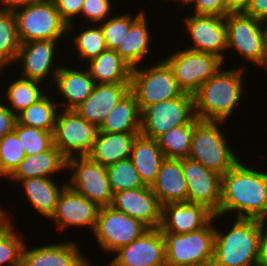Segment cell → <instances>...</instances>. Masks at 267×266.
Listing matches in <instances>:
<instances>
[{
  "label": "cell",
  "mask_w": 267,
  "mask_h": 266,
  "mask_svg": "<svg viewBox=\"0 0 267 266\" xmlns=\"http://www.w3.org/2000/svg\"><path fill=\"white\" fill-rule=\"evenodd\" d=\"M227 49L236 50L242 59L263 68V34L261 21L244 12L225 16Z\"/></svg>",
  "instance_id": "13"
},
{
  "label": "cell",
  "mask_w": 267,
  "mask_h": 266,
  "mask_svg": "<svg viewBox=\"0 0 267 266\" xmlns=\"http://www.w3.org/2000/svg\"><path fill=\"white\" fill-rule=\"evenodd\" d=\"M59 41L52 40H33L24 44H21L16 61L19 65L22 62L21 77L37 80L43 82L48 76L52 77L47 85H51V82L55 80V76L59 71L60 66L55 65V49ZM19 62V63H18ZM51 70V71H50ZM51 72V73H50ZM51 74V75H50Z\"/></svg>",
  "instance_id": "18"
},
{
  "label": "cell",
  "mask_w": 267,
  "mask_h": 266,
  "mask_svg": "<svg viewBox=\"0 0 267 266\" xmlns=\"http://www.w3.org/2000/svg\"><path fill=\"white\" fill-rule=\"evenodd\" d=\"M132 68L130 91L142 112L147 106L180 97L184 92L169 64L163 59L154 66Z\"/></svg>",
  "instance_id": "6"
},
{
  "label": "cell",
  "mask_w": 267,
  "mask_h": 266,
  "mask_svg": "<svg viewBox=\"0 0 267 266\" xmlns=\"http://www.w3.org/2000/svg\"><path fill=\"white\" fill-rule=\"evenodd\" d=\"M182 168L188 187L187 202L205 205L217 214L221 201V175L189 157L182 158Z\"/></svg>",
  "instance_id": "14"
},
{
  "label": "cell",
  "mask_w": 267,
  "mask_h": 266,
  "mask_svg": "<svg viewBox=\"0 0 267 266\" xmlns=\"http://www.w3.org/2000/svg\"><path fill=\"white\" fill-rule=\"evenodd\" d=\"M130 159L137 169L142 182L151 186L165 159L157 140L138 134L133 141Z\"/></svg>",
  "instance_id": "28"
},
{
  "label": "cell",
  "mask_w": 267,
  "mask_h": 266,
  "mask_svg": "<svg viewBox=\"0 0 267 266\" xmlns=\"http://www.w3.org/2000/svg\"><path fill=\"white\" fill-rule=\"evenodd\" d=\"M80 31L74 38L73 45L76 47L77 55H79L81 61L87 60L86 62H88L107 49L100 24L96 27L93 25L89 28L86 27L84 30L82 28Z\"/></svg>",
  "instance_id": "38"
},
{
  "label": "cell",
  "mask_w": 267,
  "mask_h": 266,
  "mask_svg": "<svg viewBox=\"0 0 267 266\" xmlns=\"http://www.w3.org/2000/svg\"><path fill=\"white\" fill-rule=\"evenodd\" d=\"M150 187L162 206L187 202L188 187L183 174L182 159L165 158Z\"/></svg>",
  "instance_id": "23"
},
{
  "label": "cell",
  "mask_w": 267,
  "mask_h": 266,
  "mask_svg": "<svg viewBox=\"0 0 267 266\" xmlns=\"http://www.w3.org/2000/svg\"><path fill=\"white\" fill-rule=\"evenodd\" d=\"M112 5L111 0H84L81 8L80 17L85 16L86 22L101 23L107 20L110 16Z\"/></svg>",
  "instance_id": "42"
},
{
  "label": "cell",
  "mask_w": 267,
  "mask_h": 266,
  "mask_svg": "<svg viewBox=\"0 0 267 266\" xmlns=\"http://www.w3.org/2000/svg\"><path fill=\"white\" fill-rule=\"evenodd\" d=\"M164 60L171 67L178 86L192 95L225 64L217 55L186 48L176 50Z\"/></svg>",
  "instance_id": "8"
},
{
  "label": "cell",
  "mask_w": 267,
  "mask_h": 266,
  "mask_svg": "<svg viewBox=\"0 0 267 266\" xmlns=\"http://www.w3.org/2000/svg\"><path fill=\"white\" fill-rule=\"evenodd\" d=\"M221 123L224 124L221 121H204L194 118V132L188 157L223 175L239 159L226 142L227 138L220 130Z\"/></svg>",
  "instance_id": "4"
},
{
  "label": "cell",
  "mask_w": 267,
  "mask_h": 266,
  "mask_svg": "<svg viewBox=\"0 0 267 266\" xmlns=\"http://www.w3.org/2000/svg\"><path fill=\"white\" fill-rule=\"evenodd\" d=\"M80 251L79 245L71 240L30 250L25 243L20 266H91L89 258Z\"/></svg>",
  "instance_id": "21"
},
{
  "label": "cell",
  "mask_w": 267,
  "mask_h": 266,
  "mask_svg": "<svg viewBox=\"0 0 267 266\" xmlns=\"http://www.w3.org/2000/svg\"><path fill=\"white\" fill-rule=\"evenodd\" d=\"M45 93L40 100L17 115L18 123L41 130L54 131L59 106L47 92Z\"/></svg>",
  "instance_id": "33"
},
{
  "label": "cell",
  "mask_w": 267,
  "mask_h": 266,
  "mask_svg": "<svg viewBox=\"0 0 267 266\" xmlns=\"http://www.w3.org/2000/svg\"><path fill=\"white\" fill-rule=\"evenodd\" d=\"M29 204L47 220L54 214L58 197L68 182L58 186L51 178L35 177L19 180Z\"/></svg>",
  "instance_id": "29"
},
{
  "label": "cell",
  "mask_w": 267,
  "mask_h": 266,
  "mask_svg": "<svg viewBox=\"0 0 267 266\" xmlns=\"http://www.w3.org/2000/svg\"><path fill=\"white\" fill-rule=\"evenodd\" d=\"M243 12L247 15L253 16L256 20H266L267 0H250L247 8Z\"/></svg>",
  "instance_id": "46"
},
{
  "label": "cell",
  "mask_w": 267,
  "mask_h": 266,
  "mask_svg": "<svg viewBox=\"0 0 267 266\" xmlns=\"http://www.w3.org/2000/svg\"><path fill=\"white\" fill-rule=\"evenodd\" d=\"M72 170L70 183L73 190L82 194L99 207L110 206L113 192L105 166L88 156H75L67 159V169Z\"/></svg>",
  "instance_id": "12"
},
{
  "label": "cell",
  "mask_w": 267,
  "mask_h": 266,
  "mask_svg": "<svg viewBox=\"0 0 267 266\" xmlns=\"http://www.w3.org/2000/svg\"><path fill=\"white\" fill-rule=\"evenodd\" d=\"M202 229L183 234L162 232L165 240L166 265H211L213 261L215 220Z\"/></svg>",
  "instance_id": "5"
},
{
  "label": "cell",
  "mask_w": 267,
  "mask_h": 266,
  "mask_svg": "<svg viewBox=\"0 0 267 266\" xmlns=\"http://www.w3.org/2000/svg\"><path fill=\"white\" fill-rule=\"evenodd\" d=\"M111 206L141 220L149 228L160 227L162 205L150 186L114 193Z\"/></svg>",
  "instance_id": "19"
},
{
  "label": "cell",
  "mask_w": 267,
  "mask_h": 266,
  "mask_svg": "<svg viewBox=\"0 0 267 266\" xmlns=\"http://www.w3.org/2000/svg\"><path fill=\"white\" fill-rule=\"evenodd\" d=\"M250 0H225L226 15L230 12H243Z\"/></svg>",
  "instance_id": "49"
},
{
  "label": "cell",
  "mask_w": 267,
  "mask_h": 266,
  "mask_svg": "<svg viewBox=\"0 0 267 266\" xmlns=\"http://www.w3.org/2000/svg\"><path fill=\"white\" fill-rule=\"evenodd\" d=\"M140 132L106 133L98 131L90 153L87 155L102 166H110L130 158L134 139Z\"/></svg>",
  "instance_id": "25"
},
{
  "label": "cell",
  "mask_w": 267,
  "mask_h": 266,
  "mask_svg": "<svg viewBox=\"0 0 267 266\" xmlns=\"http://www.w3.org/2000/svg\"><path fill=\"white\" fill-rule=\"evenodd\" d=\"M148 229L141 220L110 205L100 207L93 234L101 251L113 254L118 248L138 239Z\"/></svg>",
  "instance_id": "9"
},
{
  "label": "cell",
  "mask_w": 267,
  "mask_h": 266,
  "mask_svg": "<svg viewBox=\"0 0 267 266\" xmlns=\"http://www.w3.org/2000/svg\"><path fill=\"white\" fill-rule=\"evenodd\" d=\"M10 223L0 232V266H20L24 241Z\"/></svg>",
  "instance_id": "41"
},
{
  "label": "cell",
  "mask_w": 267,
  "mask_h": 266,
  "mask_svg": "<svg viewBox=\"0 0 267 266\" xmlns=\"http://www.w3.org/2000/svg\"><path fill=\"white\" fill-rule=\"evenodd\" d=\"M21 43L14 11L0 10V67L15 64Z\"/></svg>",
  "instance_id": "34"
},
{
  "label": "cell",
  "mask_w": 267,
  "mask_h": 266,
  "mask_svg": "<svg viewBox=\"0 0 267 266\" xmlns=\"http://www.w3.org/2000/svg\"><path fill=\"white\" fill-rule=\"evenodd\" d=\"M67 169V159L54 145L47 151L25 155L15 171L8 177L14 183L19 180L43 177L51 178L56 172Z\"/></svg>",
  "instance_id": "26"
},
{
  "label": "cell",
  "mask_w": 267,
  "mask_h": 266,
  "mask_svg": "<svg viewBox=\"0 0 267 266\" xmlns=\"http://www.w3.org/2000/svg\"><path fill=\"white\" fill-rule=\"evenodd\" d=\"M106 169L113 194L146 186L130 158L107 166Z\"/></svg>",
  "instance_id": "36"
},
{
  "label": "cell",
  "mask_w": 267,
  "mask_h": 266,
  "mask_svg": "<svg viewBox=\"0 0 267 266\" xmlns=\"http://www.w3.org/2000/svg\"><path fill=\"white\" fill-rule=\"evenodd\" d=\"M16 122H17V116L1 101L0 102V140L6 134L14 131Z\"/></svg>",
  "instance_id": "45"
},
{
  "label": "cell",
  "mask_w": 267,
  "mask_h": 266,
  "mask_svg": "<svg viewBox=\"0 0 267 266\" xmlns=\"http://www.w3.org/2000/svg\"><path fill=\"white\" fill-rule=\"evenodd\" d=\"M243 67L219 70L193 94L195 116L204 121L225 122L243 94Z\"/></svg>",
  "instance_id": "2"
},
{
  "label": "cell",
  "mask_w": 267,
  "mask_h": 266,
  "mask_svg": "<svg viewBox=\"0 0 267 266\" xmlns=\"http://www.w3.org/2000/svg\"><path fill=\"white\" fill-rule=\"evenodd\" d=\"M53 2L61 19L67 24V34L74 33L76 26L73 18H79L84 0H53Z\"/></svg>",
  "instance_id": "43"
},
{
  "label": "cell",
  "mask_w": 267,
  "mask_h": 266,
  "mask_svg": "<svg viewBox=\"0 0 267 266\" xmlns=\"http://www.w3.org/2000/svg\"><path fill=\"white\" fill-rule=\"evenodd\" d=\"M42 82L19 76L17 80L9 83L5 99L6 106L17 116L30 105L40 100L44 91L40 88ZM40 84V85H39Z\"/></svg>",
  "instance_id": "32"
},
{
  "label": "cell",
  "mask_w": 267,
  "mask_h": 266,
  "mask_svg": "<svg viewBox=\"0 0 267 266\" xmlns=\"http://www.w3.org/2000/svg\"><path fill=\"white\" fill-rule=\"evenodd\" d=\"M141 111L129 90L106 116L98 131L106 133L140 132Z\"/></svg>",
  "instance_id": "30"
},
{
  "label": "cell",
  "mask_w": 267,
  "mask_h": 266,
  "mask_svg": "<svg viewBox=\"0 0 267 266\" xmlns=\"http://www.w3.org/2000/svg\"><path fill=\"white\" fill-rule=\"evenodd\" d=\"M113 253L116 257L110 266H166L165 240L160 228H149Z\"/></svg>",
  "instance_id": "16"
},
{
  "label": "cell",
  "mask_w": 267,
  "mask_h": 266,
  "mask_svg": "<svg viewBox=\"0 0 267 266\" xmlns=\"http://www.w3.org/2000/svg\"><path fill=\"white\" fill-rule=\"evenodd\" d=\"M74 68L61 66L54 80L58 92L67 101L58 102V105L66 107L67 110H74L85 101L96 84L87 69L81 71Z\"/></svg>",
  "instance_id": "24"
},
{
  "label": "cell",
  "mask_w": 267,
  "mask_h": 266,
  "mask_svg": "<svg viewBox=\"0 0 267 266\" xmlns=\"http://www.w3.org/2000/svg\"><path fill=\"white\" fill-rule=\"evenodd\" d=\"M140 11L136 16L133 17L130 14H120L114 17H109L104 22H101V28L104 34L107 49L117 50L122 40L128 33L131 24L143 13Z\"/></svg>",
  "instance_id": "40"
},
{
  "label": "cell",
  "mask_w": 267,
  "mask_h": 266,
  "mask_svg": "<svg viewBox=\"0 0 267 266\" xmlns=\"http://www.w3.org/2000/svg\"><path fill=\"white\" fill-rule=\"evenodd\" d=\"M39 1L41 0H0V10L15 11Z\"/></svg>",
  "instance_id": "48"
},
{
  "label": "cell",
  "mask_w": 267,
  "mask_h": 266,
  "mask_svg": "<svg viewBox=\"0 0 267 266\" xmlns=\"http://www.w3.org/2000/svg\"><path fill=\"white\" fill-rule=\"evenodd\" d=\"M264 222L236 218L228 232L215 227L211 266H257L258 241Z\"/></svg>",
  "instance_id": "3"
},
{
  "label": "cell",
  "mask_w": 267,
  "mask_h": 266,
  "mask_svg": "<svg viewBox=\"0 0 267 266\" xmlns=\"http://www.w3.org/2000/svg\"><path fill=\"white\" fill-rule=\"evenodd\" d=\"M130 90V84H95L90 96L74 110L99 127L115 105Z\"/></svg>",
  "instance_id": "22"
},
{
  "label": "cell",
  "mask_w": 267,
  "mask_h": 266,
  "mask_svg": "<svg viewBox=\"0 0 267 266\" xmlns=\"http://www.w3.org/2000/svg\"><path fill=\"white\" fill-rule=\"evenodd\" d=\"M195 117L194 97L184 92L180 97L147 106L141 112L140 134L156 140L172 127L189 124Z\"/></svg>",
  "instance_id": "10"
},
{
  "label": "cell",
  "mask_w": 267,
  "mask_h": 266,
  "mask_svg": "<svg viewBox=\"0 0 267 266\" xmlns=\"http://www.w3.org/2000/svg\"><path fill=\"white\" fill-rule=\"evenodd\" d=\"M145 11L131 24L116 52L132 67H137L149 54L151 41Z\"/></svg>",
  "instance_id": "31"
},
{
  "label": "cell",
  "mask_w": 267,
  "mask_h": 266,
  "mask_svg": "<svg viewBox=\"0 0 267 266\" xmlns=\"http://www.w3.org/2000/svg\"><path fill=\"white\" fill-rule=\"evenodd\" d=\"M97 133V126L87 122L75 110L64 109L57 113L53 143L66 159L87 156Z\"/></svg>",
  "instance_id": "11"
},
{
  "label": "cell",
  "mask_w": 267,
  "mask_h": 266,
  "mask_svg": "<svg viewBox=\"0 0 267 266\" xmlns=\"http://www.w3.org/2000/svg\"><path fill=\"white\" fill-rule=\"evenodd\" d=\"M194 132V119L189 124L172 127L156 140L165 158H187Z\"/></svg>",
  "instance_id": "35"
},
{
  "label": "cell",
  "mask_w": 267,
  "mask_h": 266,
  "mask_svg": "<svg viewBox=\"0 0 267 266\" xmlns=\"http://www.w3.org/2000/svg\"><path fill=\"white\" fill-rule=\"evenodd\" d=\"M100 207L82 194L73 190L68 184L61 191L57 207L49 220L59 230L68 227H89L93 232Z\"/></svg>",
  "instance_id": "17"
},
{
  "label": "cell",
  "mask_w": 267,
  "mask_h": 266,
  "mask_svg": "<svg viewBox=\"0 0 267 266\" xmlns=\"http://www.w3.org/2000/svg\"><path fill=\"white\" fill-rule=\"evenodd\" d=\"M9 213H5V211H3L1 208H0V232L3 231L10 223H11V219L9 218L10 216L6 215Z\"/></svg>",
  "instance_id": "51"
},
{
  "label": "cell",
  "mask_w": 267,
  "mask_h": 266,
  "mask_svg": "<svg viewBox=\"0 0 267 266\" xmlns=\"http://www.w3.org/2000/svg\"><path fill=\"white\" fill-rule=\"evenodd\" d=\"M25 153L17 134L12 131L0 140V178L9 177L20 162L24 159Z\"/></svg>",
  "instance_id": "39"
},
{
  "label": "cell",
  "mask_w": 267,
  "mask_h": 266,
  "mask_svg": "<svg viewBox=\"0 0 267 266\" xmlns=\"http://www.w3.org/2000/svg\"><path fill=\"white\" fill-rule=\"evenodd\" d=\"M183 19L191 38L190 41H193L191 46H187L186 49L214 54L225 62L224 50H227L225 17L194 14Z\"/></svg>",
  "instance_id": "15"
},
{
  "label": "cell",
  "mask_w": 267,
  "mask_h": 266,
  "mask_svg": "<svg viewBox=\"0 0 267 266\" xmlns=\"http://www.w3.org/2000/svg\"><path fill=\"white\" fill-rule=\"evenodd\" d=\"M86 67L96 84H130L132 67L116 52L106 49Z\"/></svg>",
  "instance_id": "27"
},
{
  "label": "cell",
  "mask_w": 267,
  "mask_h": 266,
  "mask_svg": "<svg viewBox=\"0 0 267 266\" xmlns=\"http://www.w3.org/2000/svg\"><path fill=\"white\" fill-rule=\"evenodd\" d=\"M166 266H211V265L184 264V265H166Z\"/></svg>",
  "instance_id": "52"
},
{
  "label": "cell",
  "mask_w": 267,
  "mask_h": 266,
  "mask_svg": "<svg viewBox=\"0 0 267 266\" xmlns=\"http://www.w3.org/2000/svg\"><path fill=\"white\" fill-rule=\"evenodd\" d=\"M14 132L24 149L25 155H34L49 150L53 145V132L16 122Z\"/></svg>",
  "instance_id": "37"
},
{
  "label": "cell",
  "mask_w": 267,
  "mask_h": 266,
  "mask_svg": "<svg viewBox=\"0 0 267 266\" xmlns=\"http://www.w3.org/2000/svg\"><path fill=\"white\" fill-rule=\"evenodd\" d=\"M261 25L263 34V70L267 71V19L261 21Z\"/></svg>",
  "instance_id": "50"
},
{
  "label": "cell",
  "mask_w": 267,
  "mask_h": 266,
  "mask_svg": "<svg viewBox=\"0 0 267 266\" xmlns=\"http://www.w3.org/2000/svg\"><path fill=\"white\" fill-rule=\"evenodd\" d=\"M214 213L205 205L191 202L168 203L162 206L161 232L183 234L205 227Z\"/></svg>",
  "instance_id": "20"
},
{
  "label": "cell",
  "mask_w": 267,
  "mask_h": 266,
  "mask_svg": "<svg viewBox=\"0 0 267 266\" xmlns=\"http://www.w3.org/2000/svg\"><path fill=\"white\" fill-rule=\"evenodd\" d=\"M21 44L33 40L59 41L67 36V24L61 19L53 0H41L14 11Z\"/></svg>",
  "instance_id": "7"
},
{
  "label": "cell",
  "mask_w": 267,
  "mask_h": 266,
  "mask_svg": "<svg viewBox=\"0 0 267 266\" xmlns=\"http://www.w3.org/2000/svg\"><path fill=\"white\" fill-rule=\"evenodd\" d=\"M173 1H175V2H177V4L181 5V4H184L187 0H173Z\"/></svg>",
  "instance_id": "53"
},
{
  "label": "cell",
  "mask_w": 267,
  "mask_h": 266,
  "mask_svg": "<svg viewBox=\"0 0 267 266\" xmlns=\"http://www.w3.org/2000/svg\"><path fill=\"white\" fill-rule=\"evenodd\" d=\"M267 223L264 222L258 241L257 266H267Z\"/></svg>",
  "instance_id": "47"
},
{
  "label": "cell",
  "mask_w": 267,
  "mask_h": 266,
  "mask_svg": "<svg viewBox=\"0 0 267 266\" xmlns=\"http://www.w3.org/2000/svg\"><path fill=\"white\" fill-rule=\"evenodd\" d=\"M238 161L221 175V201L218 218L236 211V218L267 222V172L246 167Z\"/></svg>",
  "instance_id": "1"
},
{
  "label": "cell",
  "mask_w": 267,
  "mask_h": 266,
  "mask_svg": "<svg viewBox=\"0 0 267 266\" xmlns=\"http://www.w3.org/2000/svg\"><path fill=\"white\" fill-rule=\"evenodd\" d=\"M190 4L195 6L193 14L226 16L225 0H187L181 6H190Z\"/></svg>",
  "instance_id": "44"
}]
</instances>
